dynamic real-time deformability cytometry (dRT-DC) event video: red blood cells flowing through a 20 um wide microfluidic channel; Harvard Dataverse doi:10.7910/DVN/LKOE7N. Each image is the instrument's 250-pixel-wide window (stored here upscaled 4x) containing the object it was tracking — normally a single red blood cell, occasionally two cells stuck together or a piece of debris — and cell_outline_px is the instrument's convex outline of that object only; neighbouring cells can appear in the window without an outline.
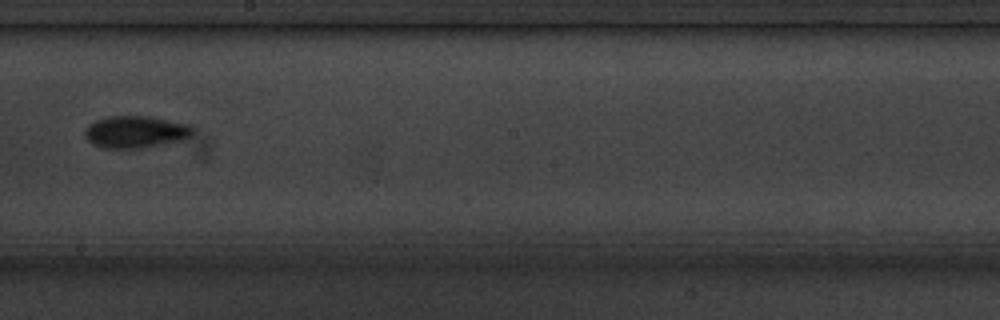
{"species": "common noctule bat (a hibernating species)", "species_latin": "Nyctalus noctula", "temperature_condition": "cold", "stored_images_in_passage": 14, "camera_frame_rate_fps": 3000, "um_per_image_px": 0.085, "animal": {"sex": "male", "body_mass_g": 20.1, "forearm_length_mm": 53.5}, "frame": {"image": 1, "passage_image": 8, "time_ms": 9.0, "image_size_px": [1000, 320], "cell_outline_px": [[192, 136], [184, 140], [136, 148], [104, 148], [92, 144], [84, 136], [84, 128], [88, 124], [96, 120], [108, 116], [152, 116], [192, 124]], "centroid_in_image_um": [11.53, 11.19], "position_along_channel_um": 236.7, "area_um2": 20.4}}
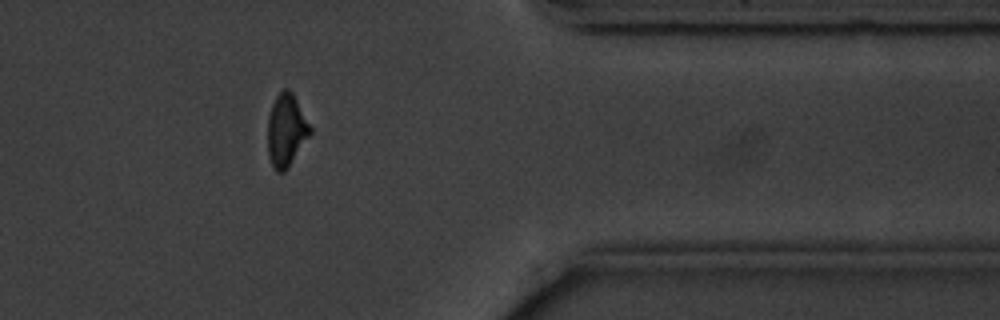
{"frame": {"image": 2, "passage_image": 12, "time_ms": 13.667, "image_size_px": [1000, 320], "cell_outline_px": [[312, 132], [288, 168], [284, 172], [276, 172], [272, 168], [268, 156], [268, 116], [272, 104], [276, 96], [284, 88], [288, 88], [292, 92], [312, 128]], "centroid_in_image_um": [24.32, 11.1], "position_along_channel_um": 387.1, "area_um2": 18.03}}
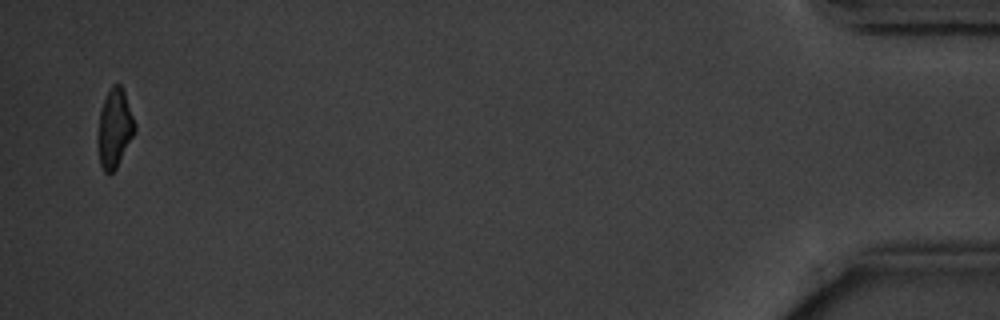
{"frame": {"image": 3, "passage_image": 14, "time_ms": 16.667, "image_size_px": [1000, 320], "cell_outline_px": [[136, 132], [116, 168], [108, 176], [104, 172], [100, 164], [96, 140], [100, 112], [104, 100], [112, 84], [120, 84], [124, 92], [136, 124]], "centroid_in_image_um": [9.73, 10.96], "position_along_channel_um": 425.5, "area_um2": 17.11}, "authors_computed_cell_mechanics": {"area_um2": 18.3804, "velocity_mm_per_s": 3.594, "shape_relaxation_time_tau1_ms": 2.5722, "shape_relaxation_time_tau2_ms": null, "deformation_change_tau1": 0.0901, "deformation_change_tau2": null}}